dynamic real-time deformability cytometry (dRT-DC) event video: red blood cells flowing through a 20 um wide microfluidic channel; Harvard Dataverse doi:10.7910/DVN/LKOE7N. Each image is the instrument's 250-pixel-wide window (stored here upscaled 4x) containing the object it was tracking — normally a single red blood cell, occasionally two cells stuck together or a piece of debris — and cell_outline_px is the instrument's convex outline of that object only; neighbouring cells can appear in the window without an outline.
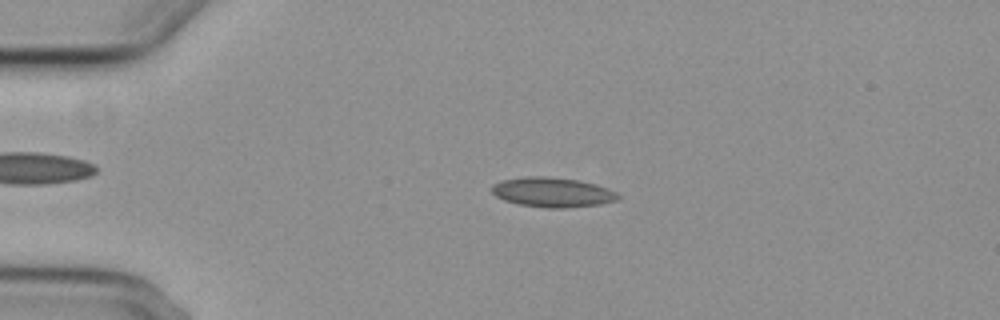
{"species": "common noctule bat (a hibernating species)", "species_latin": "Nyctalus noctula", "temperature_condition": "cold", "stored_images_in_passage": 5, "camera_frame_rate_fps": 3000, "um_per_image_px": 0.085, "animal": {"sex": "female", "body_mass_g": 29.2, "forearm_length_mm": 56.3}, "frame": {"image": 1, "passage_image": 3, "time_ms": 2.333, "image_size_px": [1000, 320], "cell_outline_px": [[620, 196], [616, 200], [600, 204], [564, 208], [544, 208], [516, 204], [504, 200], [496, 196], [492, 192], [492, 184], [500, 180], [524, 176], [548, 176], [576, 180], [596, 184], [608, 188], [616, 192]], "centroid_in_image_um": [46.92, 16.34], "position_along_channel_um": 38.1, "area_um2": 22.02}}